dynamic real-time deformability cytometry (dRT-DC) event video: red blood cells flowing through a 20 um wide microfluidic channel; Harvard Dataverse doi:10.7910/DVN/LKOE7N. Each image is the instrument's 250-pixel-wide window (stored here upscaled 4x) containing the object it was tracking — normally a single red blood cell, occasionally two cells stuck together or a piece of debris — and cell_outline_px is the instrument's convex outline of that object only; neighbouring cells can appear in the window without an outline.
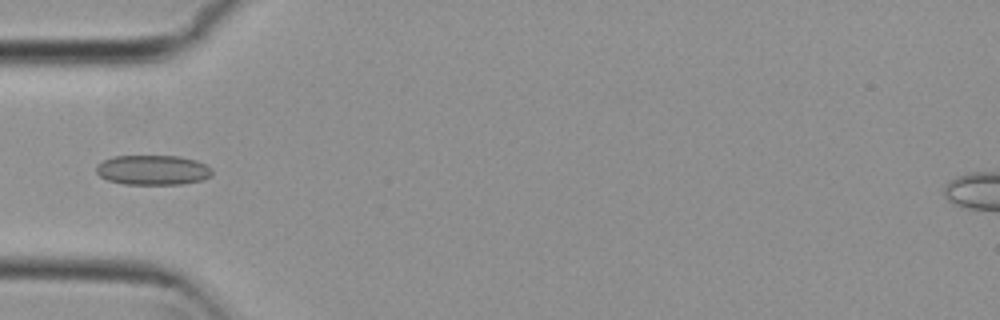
{"species": "common noctule bat (a hibernating species)", "species_latin": "Nyctalus noctula", "temperature_condition": "cold", "stored_images_in_passage": 3, "camera_frame_rate_fps": 3000, "um_per_image_px": 0.085, "animal": {"sex": "female", "body_mass_g": 29.2, "forearm_length_mm": 56.3}, "frame": {"image": 1, "passage_image": 3, "time_ms": 0.667, "image_size_px": [1000, 320], "cell_outline_px": [[212, 176], [204, 180], [184, 184], [124, 184], [108, 180], [100, 176], [96, 172], [96, 164], [112, 156], [180, 156], [196, 160], [212, 168]], "centroid_in_image_um": [13.01, 14.45], "position_along_channel_um": 72.0, "area_um2": 20.35}}